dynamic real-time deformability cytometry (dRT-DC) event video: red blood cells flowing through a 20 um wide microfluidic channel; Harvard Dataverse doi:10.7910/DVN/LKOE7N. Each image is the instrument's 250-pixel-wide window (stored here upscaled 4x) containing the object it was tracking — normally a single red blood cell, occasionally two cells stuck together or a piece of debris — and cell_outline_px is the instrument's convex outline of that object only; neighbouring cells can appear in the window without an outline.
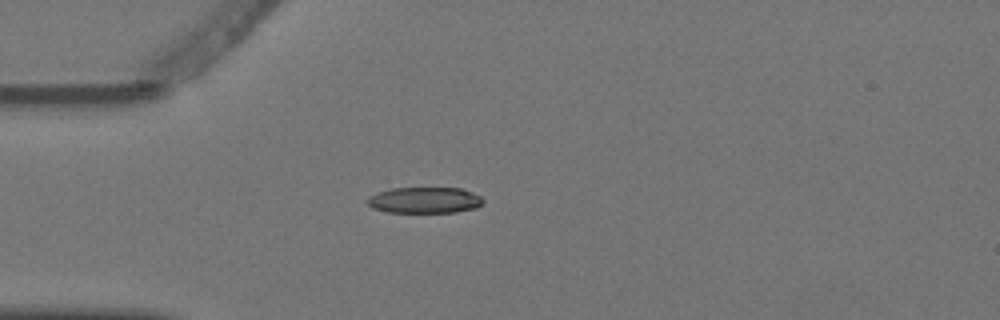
{"species": "Egyptian fruit bat (a non-hibernating species)", "species_latin": "Rousettus aegyptiacus", "temperature_condition": "warm", "stored_images_in_passage": 2, "camera_frame_rate_fps": 3000, "um_per_image_px": 0.085, "animal": {"sex": "female"}, "frame": {"image": 1, "passage_image": 1, "time_ms": 0.0, "image_size_px": [1000, 320], "cell_outline_px": [[484, 200], [476, 208], [456, 212], [388, 212], [372, 208], [364, 200], [368, 196], [376, 192], [392, 188], [460, 188], [472, 192], [480, 196]], "centroid_in_image_um": [36.04, 17.01], "position_along_channel_um": 49.0, "area_um2": 17.69}}